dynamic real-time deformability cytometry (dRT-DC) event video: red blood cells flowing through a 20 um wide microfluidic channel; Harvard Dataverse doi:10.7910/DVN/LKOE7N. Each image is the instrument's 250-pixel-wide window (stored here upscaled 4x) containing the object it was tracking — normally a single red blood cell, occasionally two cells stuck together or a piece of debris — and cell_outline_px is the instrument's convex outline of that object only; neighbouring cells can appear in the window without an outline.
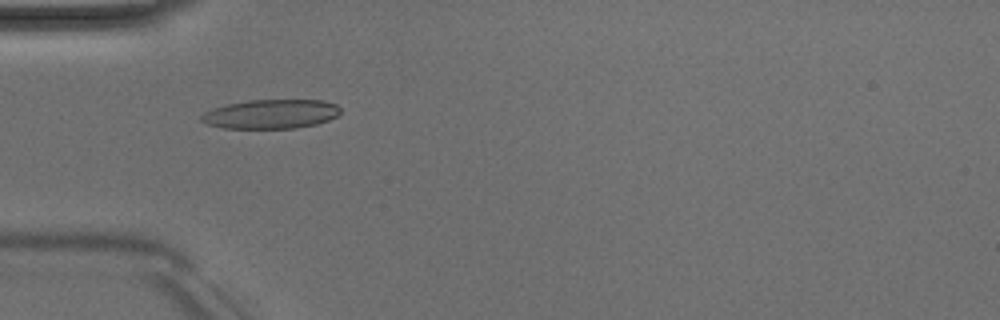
{"species": "Egyptian fruit bat (a non-hibernating species)", "species_latin": "Rousettus aegyptiacus", "temperature_condition": "room temperature", "stored_images_in_passage": 34, "camera_frame_rate_fps": 3000, "um_per_image_px": 0.085, "animal": {"sex": "male"}, "frame": {"image": 1, "passage_image": 6, "time_ms": 1.667, "image_size_px": [1000, 320], "cell_outline_px": [[340, 112], [336, 116], [328, 120], [316, 124], [296, 128], [224, 128], [204, 124], [200, 120], [200, 116], [204, 112], [212, 108], [228, 104], [248, 100], [320, 100], [336, 104], [340, 108]], "centroid_in_image_um": [22.99, 9.69], "position_along_channel_um": 62.0, "area_um2": 23.7}}
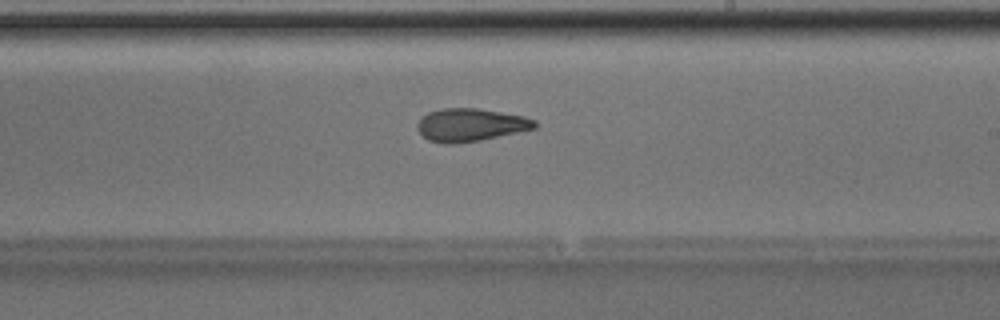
{"frame": {"image": 2, "passage_image": 20, "time_ms": 6.333, "image_size_px": [1000, 320], "cell_outline_px": [[536, 128], [480, 140], [452, 144], [444, 144], [428, 140], [416, 128], [416, 124], [428, 112], [440, 108], [476, 108], [524, 116], [536, 120]], "centroid_in_image_um": [39.97, 10.61], "position_along_channel_um": 249.0, "area_um2": 22.37}, "authors_computed_cell_mechanics": {"area_um2": 22.3975, "velocity_mm_per_s": 4.0613, "shape_relaxation_time_tau1_ms": 11.0152, "shape_relaxation_time_tau2_ms": 2.6592, "deformation_change_tau1": 0.2558, "deformation_change_tau2": 0.1142}}